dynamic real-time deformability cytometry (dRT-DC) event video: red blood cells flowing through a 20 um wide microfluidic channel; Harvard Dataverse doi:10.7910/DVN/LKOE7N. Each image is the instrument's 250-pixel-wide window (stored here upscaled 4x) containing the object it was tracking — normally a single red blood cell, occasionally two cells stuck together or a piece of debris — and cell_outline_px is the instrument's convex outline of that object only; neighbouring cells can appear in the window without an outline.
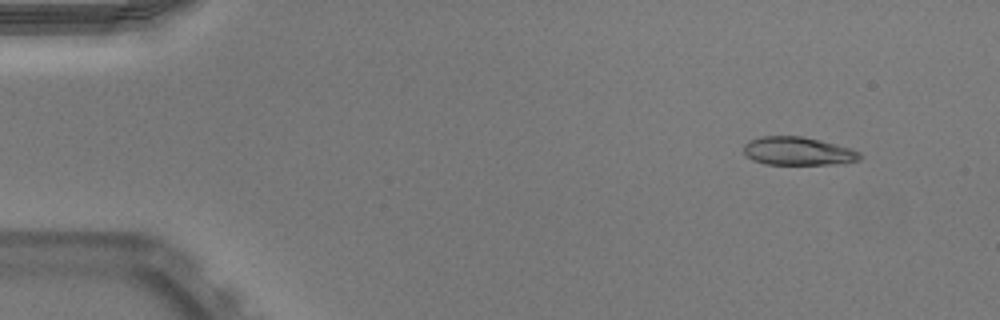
{"species": "Egyptian fruit bat (a non-hibernating species)", "species_latin": "Rousettus aegyptiacus", "temperature_condition": "warm", "stored_images_in_passage": 49, "camera_frame_rate_fps": 3000, "um_per_image_px": 0.085, "animal": {"sex": "male"}, "frame": {"image": 1, "passage_image": 4, "time_ms": 1.0, "image_size_px": [1000, 320], "cell_outline_px": [[864, 156], [860, 160], [828, 164], [764, 164], [752, 160], [744, 152], [744, 144], [748, 140], [760, 136], [800, 136], [820, 140], [836, 144], [860, 152]], "centroid_in_image_um": [67.8, 12.84], "position_along_channel_um": 17.2, "area_um2": 19.07}}
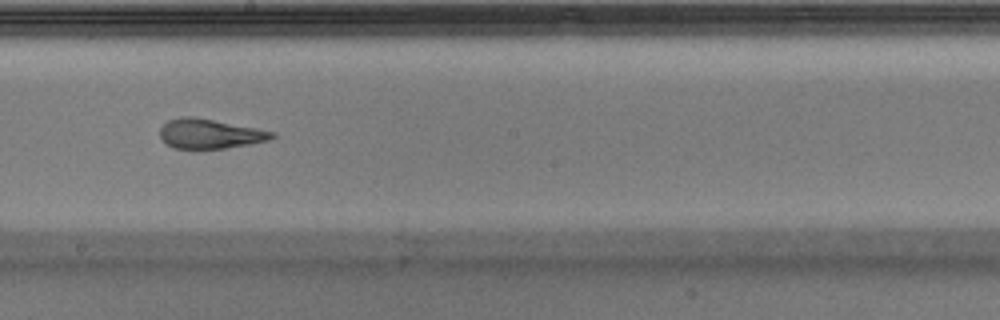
{"frame": {"image": 2, "passage_image": 28, "time_ms": 9.0, "image_size_px": [1000, 320], "cell_outline_px": [[276, 136], [268, 140], [248, 144], [224, 148], [176, 148], [168, 144], [160, 136], [160, 128], [168, 120], [180, 116], [196, 116], [276, 132]], "centroid_in_image_um": [17.84, 11.34], "position_along_channel_um": 230.4, "area_um2": 19.19}}
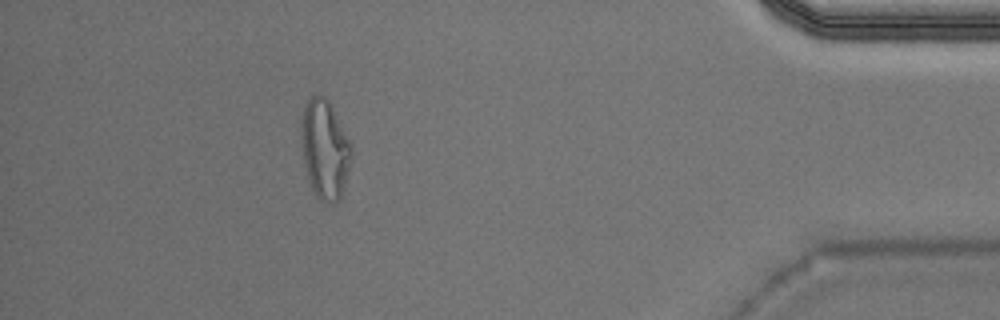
{"frame": {"image": 3, "passage_image": 45, "time_ms": 14.667, "image_size_px": [1000, 320], "cell_outline_px": [[352, 148], [348, 168], [340, 200], [336, 204], [328, 204], [320, 200], [316, 196], [308, 180], [304, 164], [300, 136], [300, 120], [304, 108], [308, 100], [312, 96], [324, 96], [328, 100], [352, 144]], "centroid_in_image_um": [27.58, 12.71], "position_along_channel_um": 407.6, "area_um2": 28.96}}